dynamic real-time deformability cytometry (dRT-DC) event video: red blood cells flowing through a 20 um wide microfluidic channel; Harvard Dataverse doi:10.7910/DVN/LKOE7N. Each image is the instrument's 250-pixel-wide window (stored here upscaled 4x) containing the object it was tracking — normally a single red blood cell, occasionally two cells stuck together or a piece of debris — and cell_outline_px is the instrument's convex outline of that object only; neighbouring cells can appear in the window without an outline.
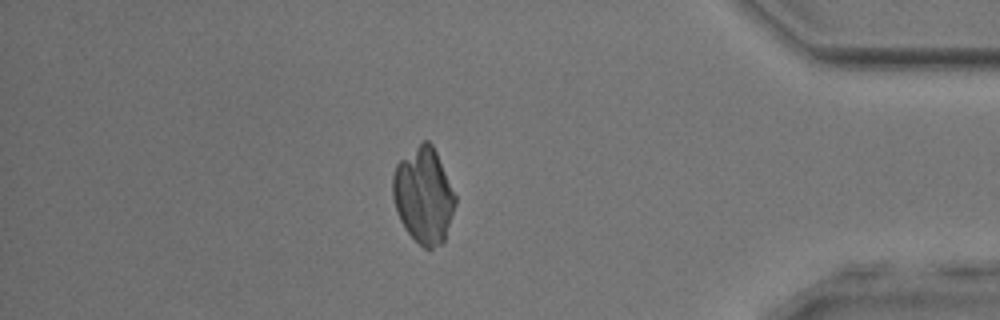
{"species": "common noctule bat (a hibernating species)", "species_latin": "Nyctalus noctula", "temperature_condition": "room temperature", "stored_images_in_passage": 51, "camera_frame_rate_fps": 3000, "um_per_image_px": 0.085, "animal": {"sex": "male", "body_mass_g": 17.9, "forearm_length_mm": 54.2}, "frame": {"image": 1, "passage_image": 44, "time_ms": 14.333, "image_size_px": [1000, 320], "cell_outline_px": [[456, 204], [444, 244], [432, 248], [424, 248], [404, 228], [396, 212], [392, 196], [392, 176], [396, 164], [400, 160], [424, 140], [428, 140], [432, 144], [436, 152], [456, 196]], "centroid_in_image_um": [36.01, 16.65], "position_along_channel_um": 399.2, "area_um2": 34.91}}
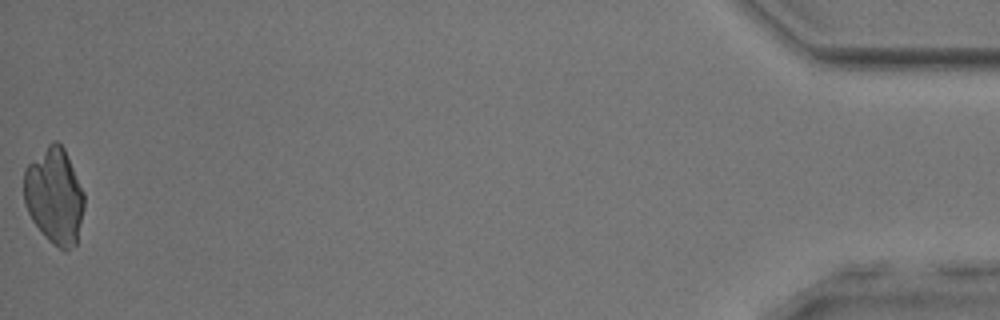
{"frame": {"image": 2, "passage_image": 51, "time_ms": 16.667, "image_size_px": [1000, 320], "cell_outline_px": [[84, 208], [76, 244], [64, 252], [48, 240], [44, 236], [32, 220], [24, 204], [24, 168], [52, 140], [56, 140], [64, 148], [84, 192]], "centroid_in_image_um": [4.62, 16.66], "position_along_channel_um": 430.6, "area_um2": 33.81}}